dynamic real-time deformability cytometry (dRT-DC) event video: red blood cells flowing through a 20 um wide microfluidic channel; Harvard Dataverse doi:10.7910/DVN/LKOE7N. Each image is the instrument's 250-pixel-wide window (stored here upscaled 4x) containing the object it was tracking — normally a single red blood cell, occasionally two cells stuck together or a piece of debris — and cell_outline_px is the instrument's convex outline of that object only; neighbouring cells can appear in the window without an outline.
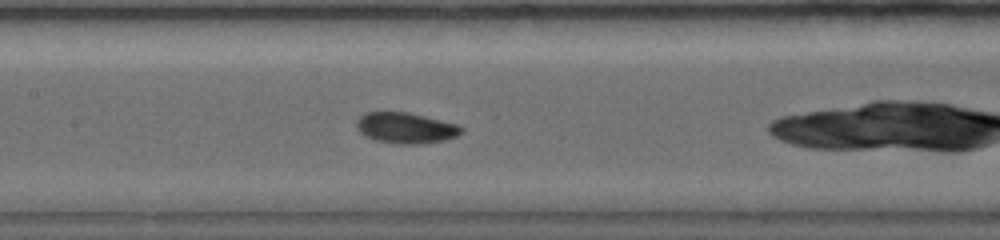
{"species": "common noctule bat (a hibernating species)", "species_latin": "Nyctalus noctula", "temperature_condition": "warm", "stored_images_in_passage": 18, "camera_frame_rate_fps": 5000, "um_per_image_px": 0.085, "animal": {"sex": "female", "body_mass_g": 19.0, "forearm_length_mm": 56.7}, "frame": {"image": 1, "passage_image": 6, "time_ms": 3.4, "image_size_px": [1000, 240], "cell_outline_px": [[464, 132], [456, 136], [444, 140], [416, 144], [396, 144], [376, 140], [360, 132], [356, 128], [356, 120], [364, 112], [408, 112], [460, 124], [464, 128]], "centroid_in_image_um": [34.52, 10.86], "position_along_channel_um": 172.9, "area_um2": 18.96}, "authors_computed_cell_mechanics": {"area_um2": 18.3804, "velocity_mm_per_s": 3.923, "shape_relaxation_time_tau1_ms": 3.3797, "shape_relaxation_time_tau2_ms": 2.5486, "deformation_change_tau1": 0.1433, "deformation_change_tau2": 0.0599}}